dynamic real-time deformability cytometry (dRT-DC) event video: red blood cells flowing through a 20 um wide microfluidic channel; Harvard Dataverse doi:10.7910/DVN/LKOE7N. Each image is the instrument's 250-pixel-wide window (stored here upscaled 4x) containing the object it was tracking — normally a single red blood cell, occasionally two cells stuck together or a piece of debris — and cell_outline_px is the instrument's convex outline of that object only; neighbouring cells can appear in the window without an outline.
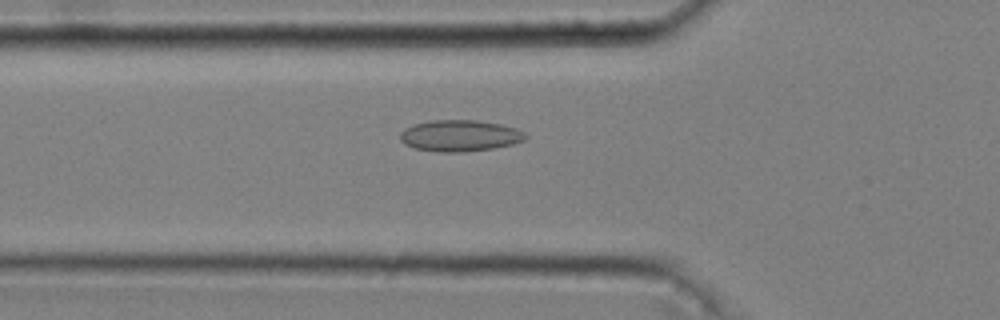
{"species": "common noctule bat (a hibernating species)", "species_latin": "Nyctalus noctula", "temperature_condition": "cold", "stored_images_in_passage": 31, "camera_frame_rate_fps": 3000, "um_per_image_px": 0.085, "animal": {"sex": "male", "body_mass_g": 20.4}, "frame": {"image": 1, "passage_image": 2, "time_ms": 0.333, "image_size_px": [1000, 320], "cell_outline_px": [[528, 136], [524, 140], [512, 144], [492, 148], [464, 152], [436, 152], [416, 148], [404, 144], [400, 140], [400, 132], [404, 128], [412, 124], [432, 120], [476, 120], [500, 124], [516, 128], [524, 132]], "centroid_in_image_um": [39.06, 11.53], "position_along_channel_um": 86.7, "area_um2": 23.0}}
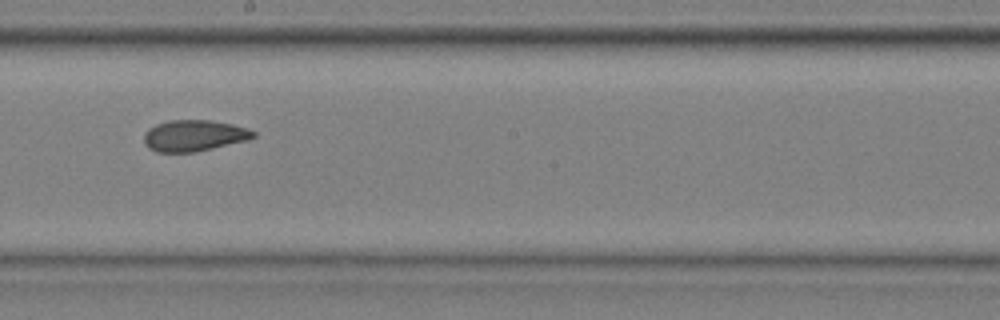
{"frame": {"image": 2, "passage_image": 14, "time_ms": 4.333, "image_size_px": [1000, 320], "cell_outline_px": [[256, 136], [248, 140], [196, 152], [156, 152], [148, 148], [144, 144], [144, 132], [148, 128], [156, 124], [168, 120], [212, 120], [232, 124], [248, 128], [256, 132]], "centroid_in_image_um": [16.48, 11.52], "position_along_channel_um": 231.7, "area_um2": 20.17}}
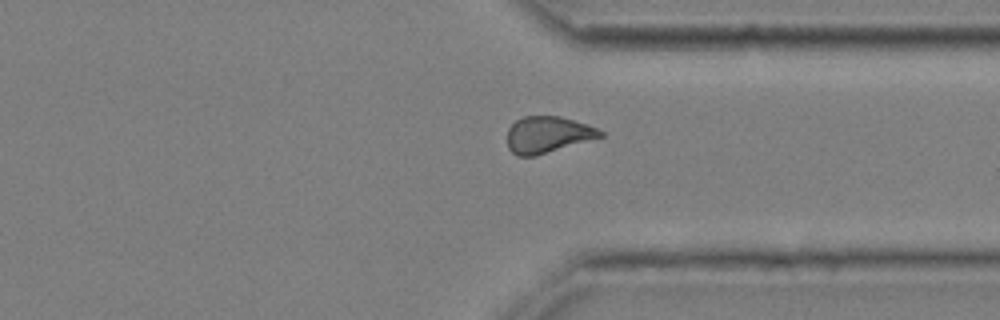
{"frame": {"image": 3, "passage_image": 25, "time_ms": 8.0, "image_size_px": [1000, 320], "cell_outline_px": [[604, 136], [536, 156], [516, 156], [508, 148], [508, 128], [516, 120], [524, 116], [560, 116], [588, 124], [604, 132]], "centroid_in_image_um": [46.56, 11.44], "position_along_channel_um": 364.8, "area_um2": 19.83}}